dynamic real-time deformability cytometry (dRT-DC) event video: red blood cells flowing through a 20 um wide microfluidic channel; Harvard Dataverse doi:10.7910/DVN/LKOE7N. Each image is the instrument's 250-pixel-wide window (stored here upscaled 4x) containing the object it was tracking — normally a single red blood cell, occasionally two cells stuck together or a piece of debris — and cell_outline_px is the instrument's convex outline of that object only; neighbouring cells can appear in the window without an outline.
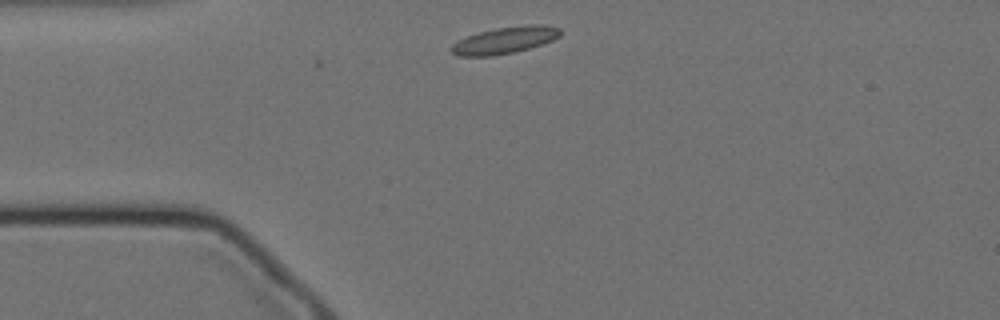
{"species": "Egyptian fruit bat (a non-hibernating species)", "species_latin": "Rousettus aegyptiacus", "temperature_condition": "cold", "stored_images_in_passage": 2, "camera_frame_rate_fps": 3000, "um_per_image_px": 0.085, "animal": {"sex": "female"}, "frame": {"image": 1, "passage_image": 2, "time_ms": 0.333, "image_size_px": [1000, 320], "cell_outline_px": [[560, 36], [552, 40], [528, 48], [512, 52], [492, 56], [460, 56], [452, 52], [448, 48], [452, 44], [468, 36], [480, 32], [496, 28], [532, 24], [540, 24], [560, 28]], "centroid_in_image_um": [42.89, 3.42], "position_along_channel_um": 42.1, "area_um2": 16.65}}